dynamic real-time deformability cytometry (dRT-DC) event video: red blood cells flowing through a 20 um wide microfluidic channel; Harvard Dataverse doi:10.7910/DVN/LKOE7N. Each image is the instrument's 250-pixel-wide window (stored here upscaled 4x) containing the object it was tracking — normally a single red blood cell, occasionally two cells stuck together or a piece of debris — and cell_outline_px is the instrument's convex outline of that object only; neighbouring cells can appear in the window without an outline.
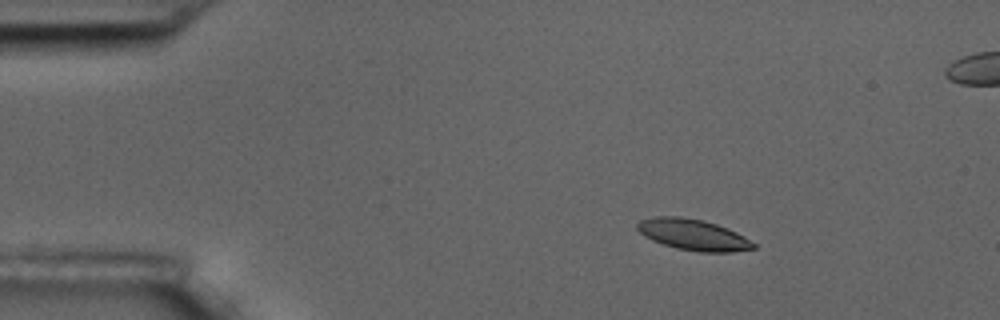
{"species": "common noctule bat (a hibernating species)", "species_latin": "Nyctalus noctula", "temperature_condition": "room temperature", "stored_images_in_passage": 6, "camera_frame_rate_fps": 3000, "um_per_image_px": 0.085, "animal": {"sex": "male", "body_mass_g": 17.5, "forearm_length_mm": 52.3}, "frame": {"image": 1, "passage_image": 3, "time_ms": 2.333, "image_size_px": [1000, 320], "cell_outline_px": [[756, 248], [732, 252], [700, 252], [676, 248], [652, 240], [644, 236], [636, 228], [636, 224], [640, 220], [656, 216], [680, 216], [704, 220], [728, 228], [744, 236], [756, 244]], "centroid_in_image_um": [58.92, 19.94], "position_along_channel_um": 26.1, "area_um2": 21.1}}